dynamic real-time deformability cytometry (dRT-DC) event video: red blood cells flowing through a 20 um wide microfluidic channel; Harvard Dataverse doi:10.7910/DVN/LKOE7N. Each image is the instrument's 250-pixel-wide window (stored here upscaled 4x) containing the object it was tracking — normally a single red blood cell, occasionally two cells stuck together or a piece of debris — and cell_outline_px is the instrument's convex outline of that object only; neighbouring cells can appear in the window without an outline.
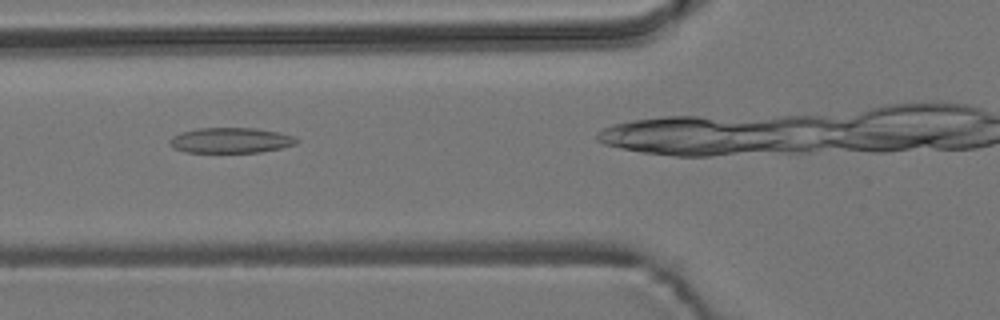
{"species": "common noctule bat (a hibernating species)", "species_latin": "Nyctalus noctula", "temperature_condition": "room temperature", "stored_images_in_passage": 31, "camera_frame_rate_fps": 3000, "um_per_image_px": 0.085, "animal": {"sex": "male", "body_mass_g": 19.2, "forearm_length_mm": 51.8}, "frame": {"image": 1, "passage_image": 14, "time_ms": 4.333, "image_size_px": [1000, 320], "cell_outline_px": [[300, 140], [296, 144], [280, 148], [260, 152], [184, 152], [172, 148], [168, 140], [172, 136], [180, 132], [196, 128], [256, 128], [280, 132], [296, 136]], "centroid_in_image_um": [19.61, 11.92], "position_along_channel_um": 106.2, "area_um2": 19.02}}
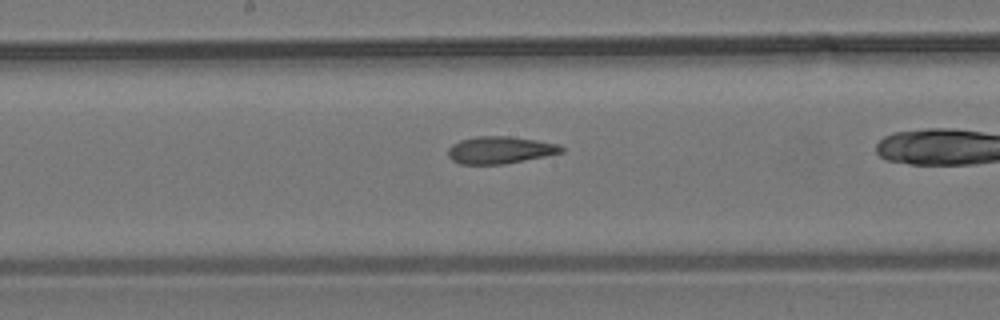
{"frame": {"image": 2, "passage_image": 22, "time_ms": 7.0, "image_size_px": [1000, 320], "cell_outline_px": [[564, 152], [504, 164], [460, 164], [452, 160], [448, 156], [448, 148], [452, 144], [460, 140], [476, 136], [508, 136], [536, 140], [560, 144], [564, 148]], "centroid_in_image_um": [42.49, 12.75], "position_along_channel_um": 205.7, "area_um2": 17.98}}
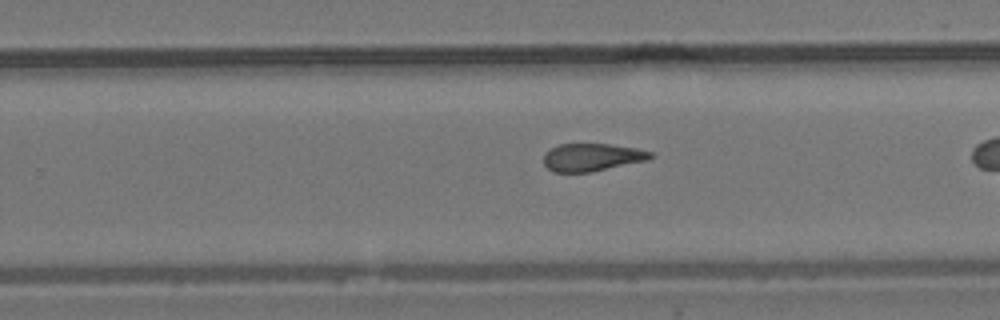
{"frame": {"image": 3, "passage_image": 28, "time_ms": 9.0, "image_size_px": [1000, 320], "cell_outline_px": [[656, 156], [648, 160], [592, 172], [552, 172], [544, 164], [544, 152], [560, 144], [608, 144], [636, 148], [652, 152]], "centroid_in_image_um": [50.34, 13.37], "position_along_channel_um": 279.5, "area_um2": 17.34}}